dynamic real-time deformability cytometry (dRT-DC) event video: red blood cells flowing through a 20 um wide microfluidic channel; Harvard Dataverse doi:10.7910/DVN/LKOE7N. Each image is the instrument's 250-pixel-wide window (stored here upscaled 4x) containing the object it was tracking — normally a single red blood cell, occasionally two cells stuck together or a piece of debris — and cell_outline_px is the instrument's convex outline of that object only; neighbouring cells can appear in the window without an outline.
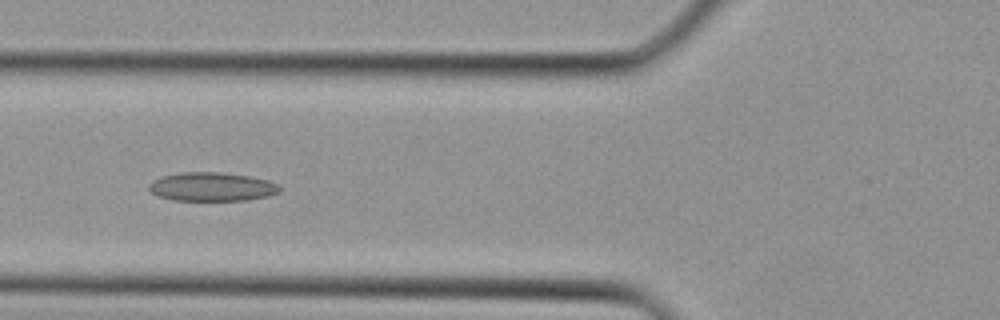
{"species": "Egyptian fruit bat (a non-hibernating species)", "species_latin": "Rousettus aegyptiacus", "temperature_condition": "cold", "stored_images_in_passage": 21, "camera_frame_rate_fps": 3000, "um_per_image_px": 0.085, "animal": {"sex": "female"}, "frame": {"image": 1, "passage_image": 5, "time_ms": 1.333, "image_size_px": [1000, 320], "cell_outline_px": [[280, 192], [268, 196], [244, 200], [172, 200], [160, 196], [152, 192], [148, 188], [148, 184], [152, 180], [164, 176], [184, 172], [216, 172], [248, 176], [268, 180], [280, 184]], "centroid_in_image_um": [18.03, 15.87], "position_along_channel_um": 107.8, "area_um2": 21.73}}
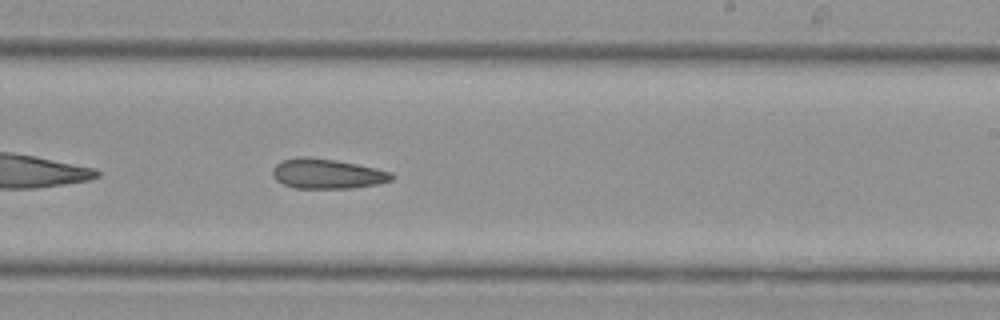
{"frame": {"image": 2, "passage_image": 13, "time_ms": 4.0, "image_size_px": [1000, 320], "cell_outline_px": [[396, 176], [392, 180], [376, 184], [352, 188], [296, 188], [284, 184], [276, 180], [272, 176], [272, 168], [280, 160], [304, 156], [308, 156], [336, 160], [376, 168], [392, 172]], "centroid_in_image_um": [27.8, 14.76], "position_along_channel_um": 261.2, "area_um2": 20.87}}
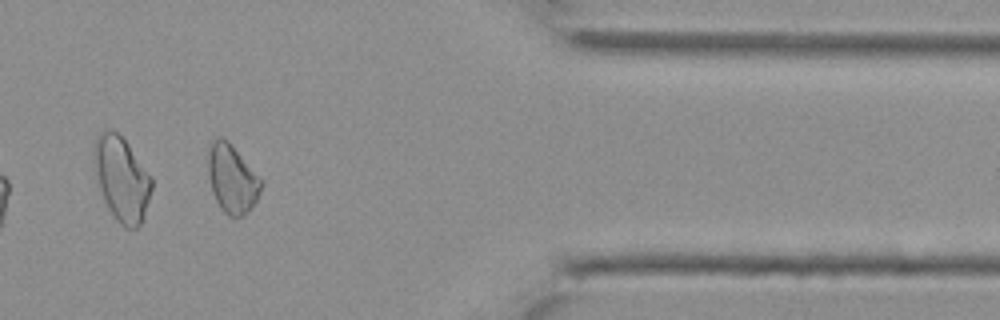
{"frame": {"image": 3, "passage_image": 21, "time_ms": 6.667, "image_size_px": [1000, 320], "cell_outline_px": [[264, 184], [256, 200], [244, 216], [228, 216], [220, 208], [212, 192], [208, 176], [208, 152], [212, 140], [216, 136], [224, 136], [228, 140]], "centroid_in_image_um": [19.69, 15.18], "position_along_channel_um": 391.7, "area_um2": 21.04}}